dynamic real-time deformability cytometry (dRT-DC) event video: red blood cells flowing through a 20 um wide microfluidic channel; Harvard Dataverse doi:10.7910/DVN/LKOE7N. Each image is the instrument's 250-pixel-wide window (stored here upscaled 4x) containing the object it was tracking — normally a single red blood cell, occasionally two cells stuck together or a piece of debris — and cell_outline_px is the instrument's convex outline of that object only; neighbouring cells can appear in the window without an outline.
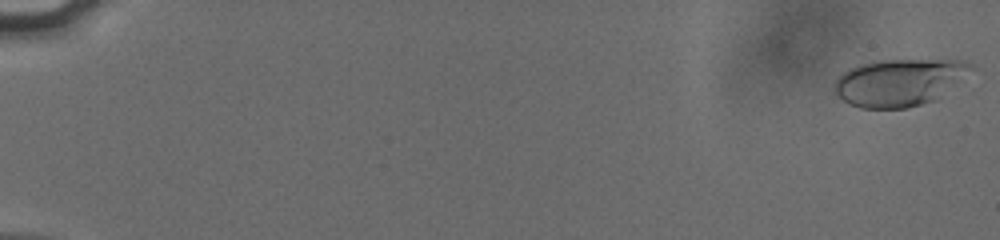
{"species": "human", "species_latin": "Homo sapiens", "temperature_condition": "cold", "stored_images_in_passage": 56, "camera_frame_rate_fps": 3000, "um_per_image_px": 0.085, "donor": {"sex": "male"}, "frame": {"image": 1, "passage_image": 1, "time_ms": 0.0, "image_size_px": [1000, 240], "cell_outline_px": [[972, 68], [936, 100], [908, 108], [860, 108], [848, 104], [836, 96], [832, 88], [836, 80], [848, 68], [880, 60], [968, 60], [972, 64]], "centroid_in_image_um": [76.37, 7.01], "position_along_channel_um": 8.6, "area_um2": 37.28}}
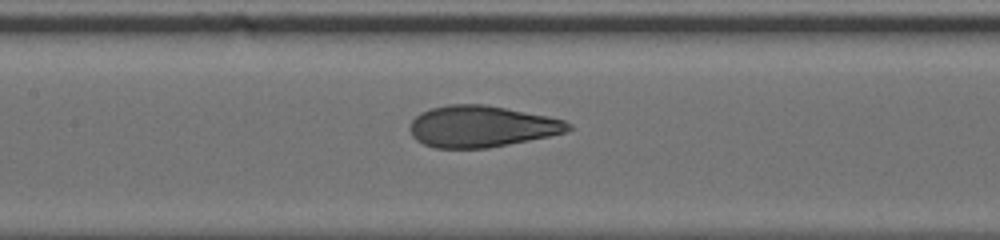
{"frame": {"image": 2, "passage_image": 29, "time_ms": 9.333, "image_size_px": [1000, 240], "cell_outline_px": [[572, 128], [564, 132], [548, 136], [488, 148], [436, 148], [424, 144], [416, 140], [412, 136], [408, 128], [412, 120], [420, 112], [432, 108], [448, 104], [484, 104], [564, 120], [572, 124]], "centroid_in_image_um": [40.87, 10.75], "position_along_channel_um": 166.5, "area_um2": 37.92}}
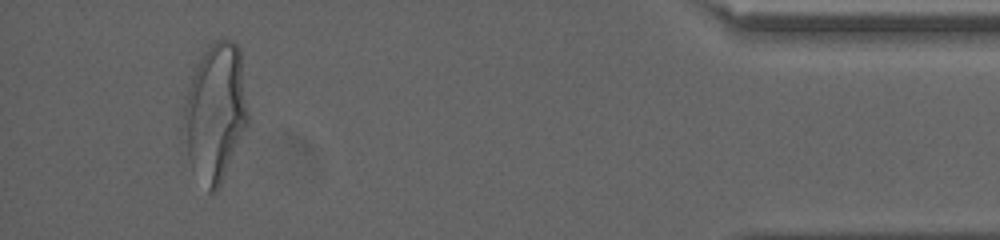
{"frame": {"image": 3, "passage_image": 53, "time_ms": 17.333, "image_size_px": [1000, 240], "cell_outline_px": [[248, 124], [220, 184], [216, 192], [208, 192], [188, 160], [184, 116], [184, 104], [196, 64], [208, 44], [216, 40], [232, 40], [240, 48], [248, 112]], "centroid_in_image_um": [18.33, 9.5], "position_along_channel_um": 416.9, "area_um2": 50.92}, "authors_computed_cell_mechanics": {"area_um2": 38.2636, "velocity_mm_per_s": 3.82, "shape_relaxation_time_tau1_ms": 6.5147, "shape_relaxation_time_tau2_ms": 0.7256, "deformation_change_tau1": 0.2146, "deformation_change_tau2": 0.0702}}